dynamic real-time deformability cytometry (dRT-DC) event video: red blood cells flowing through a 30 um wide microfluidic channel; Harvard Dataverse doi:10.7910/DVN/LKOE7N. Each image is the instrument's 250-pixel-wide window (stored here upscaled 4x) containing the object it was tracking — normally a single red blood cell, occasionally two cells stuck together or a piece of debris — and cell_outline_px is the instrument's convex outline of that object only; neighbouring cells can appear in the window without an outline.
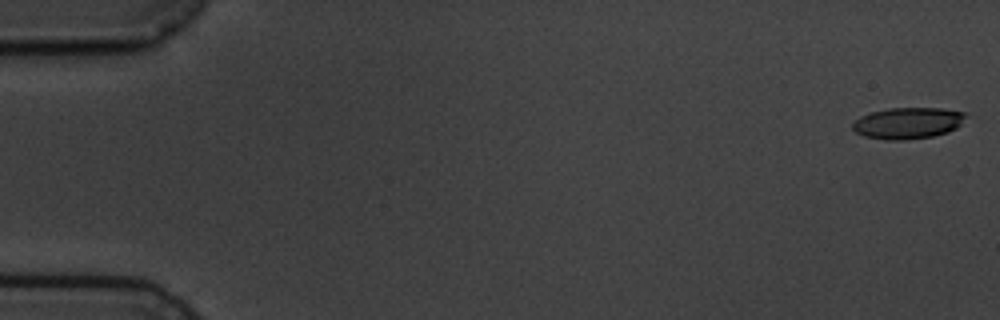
{"species": "common noctule bat (a hibernating species)", "species_latin": "Nyctalus noctula", "temperature_condition": "cold", "stored_images_in_passage": 5, "camera_frame_rate_fps": 3000, "um_per_image_px": 0.085, "animal": {"sex": "male", "body_mass_g": 19.5, "forearm_length_mm": 54.6}, "frame": {"image": 1, "passage_image": 1, "time_ms": 0.0, "image_size_px": [1000, 320], "cell_outline_px": [[964, 116], [960, 124], [956, 128], [948, 132], [932, 136], [904, 140], [888, 140], [864, 136], [856, 132], [852, 128], [852, 124], [860, 116], [872, 112], [888, 108], [940, 108], [964, 112]], "centroid_in_image_um": [77.13, 10.46], "position_along_channel_um": 7.9, "area_um2": 20.46}}
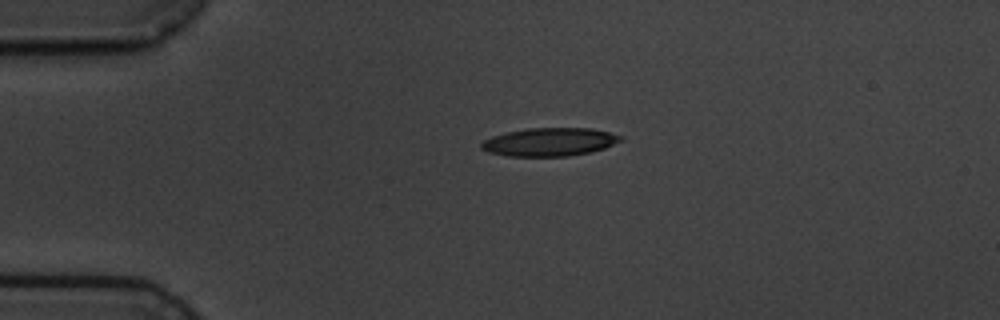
{"frame": {"image": 2, "passage_image": 4, "time_ms": 4.0, "image_size_px": [1000, 320], "cell_outline_px": [[624, 140], [604, 148], [592, 152], [568, 156], [508, 156], [488, 152], [480, 148], [480, 144], [484, 140], [492, 136], [508, 132], [528, 128], [592, 128], [624, 136]], "centroid_in_image_um": [46.74, 12.07], "position_along_channel_um": 38.3, "area_um2": 23.0}}